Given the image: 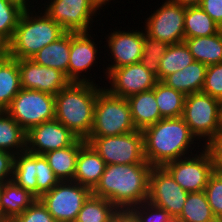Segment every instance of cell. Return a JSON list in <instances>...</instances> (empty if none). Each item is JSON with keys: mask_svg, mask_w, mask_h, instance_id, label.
I'll use <instances>...</instances> for the list:
<instances>
[{"mask_svg": "<svg viewBox=\"0 0 222 222\" xmlns=\"http://www.w3.org/2000/svg\"><path fill=\"white\" fill-rule=\"evenodd\" d=\"M152 168L149 163L106 165L92 194L109 200L118 209H131L147 201Z\"/></svg>", "mask_w": 222, "mask_h": 222, "instance_id": "1", "label": "cell"}, {"mask_svg": "<svg viewBox=\"0 0 222 222\" xmlns=\"http://www.w3.org/2000/svg\"><path fill=\"white\" fill-rule=\"evenodd\" d=\"M142 134L145 160L152 167H163L169 162L192 155L197 143L194 140L198 141L182 117L162 118L143 129ZM192 144L194 146L190 148Z\"/></svg>", "mask_w": 222, "mask_h": 222, "instance_id": "2", "label": "cell"}, {"mask_svg": "<svg viewBox=\"0 0 222 222\" xmlns=\"http://www.w3.org/2000/svg\"><path fill=\"white\" fill-rule=\"evenodd\" d=\"M98 83L70 82L55 95V119L78 138L86 139L92 129Z\"/></svg>", "mask_w": 222, "mask_h": 222, "instance_id": "3", "label": "cell"}, {"mask_svg": "<svg viewBox=\"0 0 222 222\" xmlns=\"http://www.w3.org/2000/svg\"><path fill=\"white\" fill-rule=\"evenodd\" d=\"M35 10L37 9L24 10L22 13L9 42V57L17 60L31 59L44 46L56 41L66 32L42 9L38 12Z\"/></svg>", "mask_w": 222, "mask_h": 222, "instance_id": "4", "label": "cell"}, {"mask_svg": "<svg viewBox=\"0 0 222 222\" xmlns=\"http://www.w3.org/2000/svg\"><path fill=\"white\" fill-rule=\"evenodd\" d=\"M135 130L127 99L111 95L104 87L97 95L93 126L88 137L117 136Z\"/></svg>", "mask_w": 222, "mask_h": 222, "instance_id": "5", "label": "cell"}, {"mask_svg": "<svg viewBox=\"0 0 222 222\" xmlns=\"http://www.w3.org/2000/svg\"><path fill=\"white\" fill-rule=\"evenodd\" d=\"M182 118L192 134L206 146L222 129L219 99L202 92L187 95Z\"/></svg>", "mask_w": 222, "mask_h": 222, "instance_id": "6", "label": "cell"}, {"mask_svg": "<svg viewBox=\"0 0 222 222\" xmlns=\"http://www.w3.org/2000/svg\"><path fill=\"white\" fill-rule=\"evenodd\" d=\"M26 132L55 119V96L38 90L21 89L5 110Z\"/></svg>", "mask_w": 222, "mask_h": 222, "instance_id": "7", "label": "cell"}, {"mask_svg": "<svg viewBox=\"0 0 222 222\" xmlns=\"http://www.w3.org/2000/svg\"><path fill=\"white\" fill-rule=\"evenodd\" d=\"M85 140L107 165L148 163L141 130L117 136L87 137Z\"/></svg>", "mask_w": 222, "mask_h": 222, "instance_id": "8", "label": "cell"}, {"mask_svg": "<svg viewBox=\"0 0 222 222\" xmlns=\"http://www.w3.org/2000/svg\"><path fill=\"white\" fill-rule=\"evenodd\" d=\"M92 190L76 181H60L39 199L56 222H75Z\"/></svg>", "mask_w": 222, "mask_h": 222, "instance_id": "9", "label": "cell"}, {"mask_svg": "<svg viewBox=\"0 0 222 222\" xmlns=\"http://www.w3.org/2000/svg\"><path fill=\"white\" fill-rule=\"evenodd\" d=\"M103 7L98 0H49L41 9L66 32H90L96 12Z\"/></svg>", "mask_w": 222, "mask_h": 222, "instance_id": "10", "label": "cell"}, {"mask_svg": "<svg viewBox=\"0 0 222 222\" xmlns=\"http://www.w3.org/2000/svg\"><path fill=\"white\" fill-rule=\"evenodd\" d=\"M201 152L169 162L163 167L172 178L187 192L204 191L210 175L214 172L213 159L209 150L202 144ZM203 148V149H202ZM199 153V154H198Z\"/></svg>", "mask_w": 222, "mask_h": 222, "instance_id": "11", "label": "cell"}, {"mask_svg": "<svg viewBox=\"0 0 222 222\" xmlns=\"http://www.w3.org/2000/svg\"><path fill=\"white\" fill-rule=\"evenodd\" d=\"M186 8L166 0L145 20V33L168 45L184 42V17Z\"/></svg>", "mask_w": 222, "mask_h": 222, "instance_id": "12", "label": "cell"}, {"mask_svg": "<svg viewBox=\"0 0 222 222\" xmlns=\"http://www.w3.org/2000/svg\"><path fill=\"white\" fill-rule=\"evenodd\" d=\"M188 193L164 167L151 169L147 199L150 204L165 209L172 217H178L183 210Z\"/></svg>", "mask_w": 222, "mask_h": 222, "instance_id": "13", "label": "cell"}, {"mask_svg": "<svg viewBox=\"0 0 222 222\" xmlns=\"http://www.w3.org/2000/svg\"><path fill=\"white\" fill-rule=\"evenodd\" d=\"M110 83L104 87L114 96L128 98L132 95L148 91L157 84V76L148 71L140 62L112 69L107 76Z\"/></svg>", "mask_w": 222, "mask_h": 222, "instance_id": "14", "label": "cell"}, {"mask_svg": "<svg viewBox=\"0 0 222 222\" xmlns=\"http://www.w3.org/2000/svg\"><path fill=\"white\" fill-rule=\"evenodd\" d=\"M78 137L58 120L53 119L31 128L26 135V151L44 155L69 147Z\"/></svg>", "mask_w": 222, "mask_h": 222, "instance_id": "15", "label": "cell"}, {"mask_svg": "<svg viewBox=\"0 0 222 222\" xmlns=\"http://www.w3.org/2000/svg\"><path fill=\"white\" fill-rule=\"evenodd\" d=\"M22 89L38 90L56 95L71 81L61 71L36 64L32 59L18 60Z\"/></svg>", "mask_w": 222, "mask_h": 222, "instance_id": "16", "label": "cell"}, {"mask_svg": "<svg viewBox=\"0 0 222 222\" xmlns=\"http://www.w3.org/2000/svg\"><path fill=\"white\" fill-rule=\"evenodd\" d=\"M110 34V35H109ZM107 35V51L111 53L113 63L108 64L106 72L107 74L115 68H120L130 64H135L140 62V58L143 52L144 43V31L140 30H128V31H113Z\"/></svg>", "mask_w": 222, "mask_h": 222, "instance_id": "17", "label": "cell"}, {"mask_svg": "<svg viewBox=\"0 0 222 222\" xmlns=\"http://www.w3.org/2000/svg\"><path fill=\"white\" fill-rule=\"evenodd\" d=\"M92 37L95 36H91L89 32H71L68 65V79L71 82H95V80L86 77V75L88 76L87 70H91V67L96 65V60L99 59L97 57L99 50Z\"/></svg>", "mask_w": 222, "mask_h": 222, "instance_id": "18", "label": "cell"}, {"mask_svg": "<svg viewBox=\"0 0 222 222\" xmlns=\"http://www.w3.org/2000/svg\"><path fill=\"white\" fill-rule=\"evenodd\" d=\"M106 165L95 149L86 142L79 150L73 181L93 190L99 183Z\"/></svg>", "mask_w": 222, "mask_h": 222, "instance_id": "19", "label": "cell"}, {"mask_svg": "<svg viewBox=\"0 0 222 222\" xmlns=\"http://www.w3.org/2000/svg\"><path fill=\"white\" fill-rule=\"evenodd\" d=\"M36 199L35 195L18 186L13 180L4 182L0 194V221L12 222Z\"/></svg>", "mask_w": 222, "mask_h": 222, "instance_id": "20", "label": "cell"}, {"mask_svg": "<svg viewBox=\"0 0 222 222\" xmlns=\"http://www.w3.org/2000/svg\"><path fill=\"white\" fill-rule=\"evenodd\" d=\"M71 32H65L56 41L44 46L31 59L38 65L57 69L68 78Z\"/></svg>", "mask_w": 222, "mask_h": 222, "instance_id": "21", "label": "cell"}, {"mask_svg": "<svg viewBox=\"0 0 222 222\" xmlns=\"http://www.w3.org/2000/svg\"><path fill=\"white\" fill-rule=\"evenodd\" d=\"M207 67L201 62L194 61L182 70L168 75L162 82L176 91L182 92L185 96L199 93L205 83Z\"/></svg>", "mask_w": 222, "mask_h": 222, "instance_id": "22", "label": "cell"}, {"mask_svg": "<svg viewBox=\"0 0 222 222\" xmlns=\"http://www.w3.org/2000/svg\"><path fill=\"white\" fill-rule=\"evenodd\" d=\"M127 101L137 130L142 131L162 119L155 100L154 88L132 95L127 98Z\"/></svg>", "mask_w": 222, "mask_h": 222, "instance_id": "23", "label": "cell"}, {"mask_svg": "<svg viewBox=\"0 0 222 222\" xmlns=\"http://www.w3.org/2000/svg\"><path fill=\"white\" fill-rule=\"evenodd\" d=\"M85 143V139L78 138L69 147L53 150L44 154L59 181H70L74 179L79 150Z\"/></svg>", "mask_w": 222, "mask_h": 222, "instance_id": "24", "label": "cell"}, {"mask_svg": "<svg viewBox=\"0 0 222 222\" xmlns=\"http://www.w3.org/2000/svg\"><path fill=\"white\" fill-rule=\"evenodd\" d=\"M194 60L207 66L222 63V29L212 36L185 38Z\"/></svg>", "mask_w": 222, "mask_h": 222, "instance_id": "25", "label": "cell"}, {"mask_svg": "<svg viewBox=\"0 0 222 222\" xmlns=\"http://www.w3.org/2000/svg\"><path fill=\"white\" fill-rule=\"evenodd\" d=\"M27 132L6 112H0V149L17 155L26 151Z\"/></svg>", "mask_w": 222, "mask_h": 222, "instance_id": "26", "label": "cell"}, {"mask_svg": "<svg viewBox=\"0 0 222 222\" xmlns=\"http://www.w3.org/2000/svg\"><path fill=\"white\" fill-rule=\"evenodd\" d=\"M18 60L8 57L0 62V109L5 111L21 90Z\"/></svg>", "mask_w": 222, "mask_h": 222, "instance_id": "27", "label": "cell"}, {"mask_svg": "<svg viewBox=\"0 0 222 222\" xmlns=\"http://www.w3.org/2000/svg\"><path fill=\"white\" fill-rule=\"evenodd\" d=\"M222 28L200 7H188L184 17L185 38L212 36Z\"/></svg>", "mask_w": 222, "mask_h": 222, "instance_id": "28", "label": "cell"}, {"mask_svg": "<svg viewBox=\"0 0 222 222\" xmlns=\"http://www.w3.org/2000/svg\"><path fill=\"white\" fill-rule=\"evenodd\" d=\"M12 180L37 197L36 154L25 151L14 156Z\"/></svg>", "mask_w": 222, "mask_h": 222, "instance_id": "29", "label": "cell"}, {"mask_svg": "<svg viewBox=\"0 0 222 222\" xmlns=\"http://www.w3.org/2000/svg\"><path fill=\"white\" fill-rule=\"evenodd\" d=\"M155 100L162 118L182 117L185 95L158 81L154 86Z\"/></svg>", "mask_w": 222, "mask_h": 222, "instance_id": "30", "label": "cell"}, {"mask_svg": "<svg viewBox=\"0 0 222 222\" xmlns=\"http://www.w3.org/2000/svg\"><path fill=\"white\" fill-rule=\"evenodd\" d=\"M180 222H219L214 216L204 191L188 193Z\"/></svg>", "mask_w": 222, "mask_h": 222, "instance_id": "31", "label": "cell"}, {"mask_svg": "<svg viewBox=\"0 0 222 222\" xmlns=\"http://www.w3.org/2000/svg\"><path fill=\"white\" fill-rule=\"evenodd\" d=\"M194 61L185 42L169 45L160 61L159 81H163L168 75L182 70Z\"/></svg>", "mask_w": 222, "mask_h": 222, "instance_id": "32", "label": "cell"}, {"mask_svg": "<svg viewBox=\"0 0 222 222\" xmlns=\"http://www.w3.org/2000/svg\"><path fill=\"white\" fill-rule=\"evenodd\" d=\"M117 210L109 200L91 194L84 202L75 222H110Z\"/></svg>", "mask_w": 222, "mask_h": 222, "instance_id": "33", "label": "cell"}, {"mask_svg": "<svg viewBox=\"0 0 222 222\" xmlns=\"http://www.w3.org/2000/svg\"><path fill=\"white\" fill-rule=\"evenodd\" d=\"M167 43H163L158 39L149 37L144 31L143 52L140 63L150 72L157 76L159 81V65L161 58L165 54Z\"/></svg>", "mask_w": 222, "mask_h": 222, "instance_id": "34", "label": "cell"}, {"mask_svg": "<svg viewBox=\"0 0 222 222\" xmlns=\"http://www.w3.org/2000/svg\"><path fill=\"white\" fill-rule=\"evenodd\" d=\"M24 10L8 0H0V36L10 42Z\"/></svg>", "mask_w": 222, "mask_h": 222, "instance_id": "35", "label": "cell"}, {"mask_svg": "<svg viewBox=\"0 0 222 222\" xmlns=\"http://www.w3.org/2000/svg\"><path fill=\"white\" fill-rule=\"evenodd\" d=\"M37 198L49 192L60 181L51 169L44 155L36 154Z\"/></svg>", "mask_w": 222, "mask_h": 222, "instance_id": "36", "label": "cell"}, {"mask_svg": "<svg viewBox=\"0 0 222 222\" xmlns=\"http://www.w3.org/2000/svg\"><path fill=\"white\" fill-rule=\"evenodd\" d=\"M204 192L214 216L222 222V176L217 171L210 175Z\"/></svg>", "mask_w": 222, "mask_h": 222, "instance_id": "37", "label": "cell"}, {"mask_svg": "<svg viewBox=\"0 0 222 222\" xmlns=\"http://www.w3.org/2000/svg\"><path fill=\"white\" fill-rule=\"evenodd\" d=\"M201 92L219 100L222 98V63L207 67L205 83Z\"/></svg>", "mask_w": 222, "mask_h": 222, "instance_id": "38", "label": "cell"}, {"mask_svg": "<svg viewBox=\"0 0 222 222\" xmlns=\"http://www.w3.org/2000/svg\"><path fill=\"white\" fill-rule=\"evenodd\" d=\"M131 210L136 214L140 222H166L172 218L165 209L154 206L148 201L133 206Z\"/></svg>", "mask_w": 222, "mask_h": 222, "instance_id": "39", "label": "cell"}, {"mask_svg": "<svg viewBox=\"0 0 222 222\" xmlns=\"http://www.w3.org/2000/svg\"><path fill=\"white\" fill-rule=\"evenodd\" d=\"M12 222H56L46 206L37 198L21 215Z\"/></svg>", "mask_w": 222, "mask_h": 222, "instance_id": "40", "label": "cell"}, {"mask_svg": "<svg viewBox=\"0 0 222 222\" xmlns=\"http://www.w3.org/2000/svg\"><path fill=\"white\" fill-rule=\"evenodd\" d=\"M205 147L212 156L214 170H222V129Z\"/></svg>", "mask_w": 222, "mask_h": 222, "instance_id": "41", "label": "cell"}, {"mask_svg": "<svg viewBox=\"0 0 222 222\" xmlns=\"http://www.w3.org/2000/svg\"><path fill=\"white\" fill-rule=\"evenodd\" d=\"M14 156L12 153L0 149V181L12 180Z\"/></svg>", "mask_w": 222, "mask_h": 222, "instance_id": "42", "label": "cell"}, {"mask_svg": "<svg viewBox=\"0 0 222 222\" xmlns=\"http://www.w3.org/2000/svg\"><path fill=\"white\" fill-rule=\"evenodd\" d=\"M200 7L222 28V0H202Z\"/></svg>", "mask_w": 222, "mask_h": 222, "instance_id": "43", "label": "cell"}, {"mask_svg": "<svg viewBox=\"0 0 222 222\" xmlns=\"http://www.w3.org/2000/svg\"><path fill=\"white\" fill-rule=\"evenodd\" d=\"M110 222H140L131 209H118L111 217Z\"/></svg>", "mask_w": 222, "mask_h": 222, "instance_id": "44", "label": "cell"}, {"mask_svg": "<svg viewBox=\"0 0 222 222\" xmlns=\"http://www.w3.org/2000/svg\"><path fill=\"white\" fill-rule=\"evenodd\" d=\"M9 57V42L0 36V62Z\"/></svg>", "mask_w": 222, "mask_h": 222, "instance_id": "45", "label": "cell"}, {"mask_svg": "<svg viewBox=\"0 0 222 222\" xmlns=\"http://www.w3.org/2000/svg\"><path fill=\"white\" fill-rule=\"evenodd\" d=\"M174 3L181 5L182 7H197L200 6L202 0H171Z\"/></svg>", "mask_w": 222, "mask_h": 222, "instance_id": "46", "label": "cell"}, {"mask_svg": "<svg viewBox=\"0 0 222 222\" xmlns=\"http://www.w3.org/2000/svg\"><path fill=\"white\" fill-rule=\"evenodd\" d=\"M10 2H13L20 6L23 10H30L31 7L34 8L35 6H30L29 4L31 3L30 0H8ZM29 3V4H28ZM30 7V8H29Z\"/></svg>", "mask_w": 222, "mask_h": 222, "instance_id": "47", "label": "cell"}, {"mask_svg": "<svg viewBox=\"0 0 222 222\" xmlns=\"http://www.w3.org/2000/svg\"><path fill=\"white\" fill-rule=\"evenodd\" d=\"M166 222H180L179 219L177 217H172L170 218L168 221Z\"/></svg>", "mask_w": 222, "mask_h": 222, "instance_id": "48", "label": "cell"}, {"mask_svg": "<svg viewBox=\"0 0 222 222\" xmlns=\"http://www.w3.org/2000/svg\"><path fill=\"white\" fill-rule=\"evenodd\" d=\"M102 5H107L111 0H98ZM108 2V3H107Z\"/></svg>", "mask_w": 222, "mask_h": 222, "instance_id": "49", "label": "cell"}, {"mask_svg": "<svg viewBox=\"0 0 222 222\" xmlns=\"http://www.w3.org/2000/svg\"><path fill=\"white\" fill-rule=\"evenodd\" d=\"M220 103V115H221V123H222V98L219 100Z\"/></svg>", "mask_w": 222, "mask_h": 222, "instance_id": "50", "label": "cell"}, {"mask_svg": "<svg viewBox=\"0 0 222 222\" xmlns=\"http://www.w3.org/2000/svg\"><path fill=\"white\" fill-rule=\"evenodd\" d=\"M3 185H4V182L0 181V194H1V191H2V188H3Z\"/></svg>", "mask_w": 222, "mask_h": 222, "instance_id": "51", "label": "cell"}, {"mask_svg": "<svg viewBox=\"0 0 222 222\" xmlns=\"http://www.w3.org/2000/svg\"><path fill=\"white\" fill-rule=\"evenodd\" d=\"M217 171L222 176V170H214Z\"/></svg>", "mask_w": 222, "mask_h": 222, "instance_id": "52", "label": "cell"}]
</instances>
